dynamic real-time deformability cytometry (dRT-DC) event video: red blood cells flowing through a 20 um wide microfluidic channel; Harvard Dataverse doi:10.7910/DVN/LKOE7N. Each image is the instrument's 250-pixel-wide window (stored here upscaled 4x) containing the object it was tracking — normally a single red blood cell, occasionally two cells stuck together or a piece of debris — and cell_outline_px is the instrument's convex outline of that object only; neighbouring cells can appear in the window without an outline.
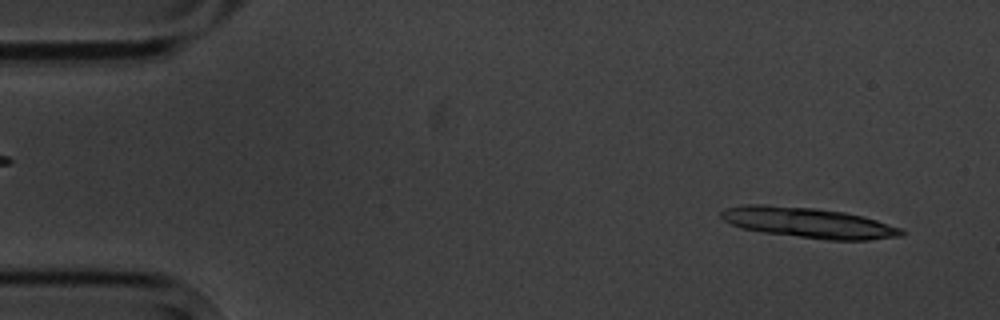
{"species": "common noctule bat (a hibernating species)", "species_latin": "Nyctalus noctula", "temperature_condition": "cold", "stored_images_in_passage": 14, "camera_frame_rate_fps": 3000, "um_per_image_px": 0.085, "animal": {"sex": "male", "body_mass_g": 20.1, "forearm_length_mm": 53.5}, "frame": {"image": 1, "passage_image": 1, "time_ms": 0.0, "image_size_px": [1000, 320], "cell_outline_px": [[904, 236], [868, 240], [828, 240], [764, 232], [740, 228], [724, 220], [720, 216], [720, 212], [724, 208], [744, 204], [760, 204], [816, 208], [844, 212], [864, 216], [900, 228], [904, 232]], "centroid_in_image_um": [68.7, 18.92], "position_along_channel_um": 16.3, "area_um2": 31.91}}
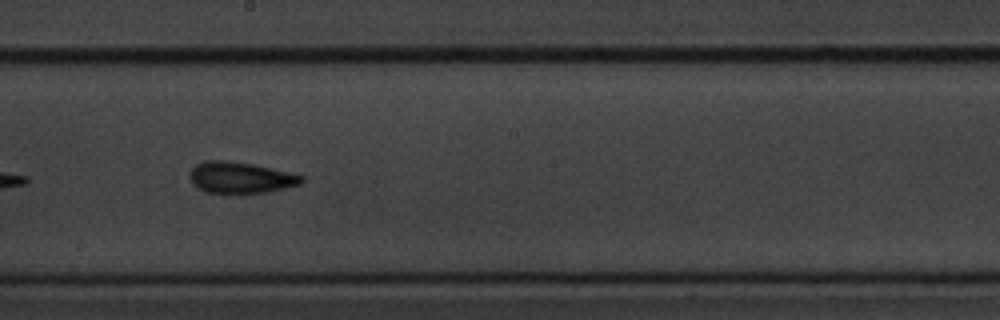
{"frame": {"image": 2, "passage_image": 8, "time_ms": 9.0, "image_size_px": [1000, 320], "cell_outline_px": [[304, 180], [300, 184], [268, 192], [240, 196], [228, 196], [208, 192], [200, 188], [192, 180], [192, 168], [196, 164], [208, 160], [224, 160], [252, 164], [288, 172], [304, 176]], "centroid_in_image_um": [20.48, 15.15], "position_along_channel_um": 227.7, "area_um2": 20.69}}
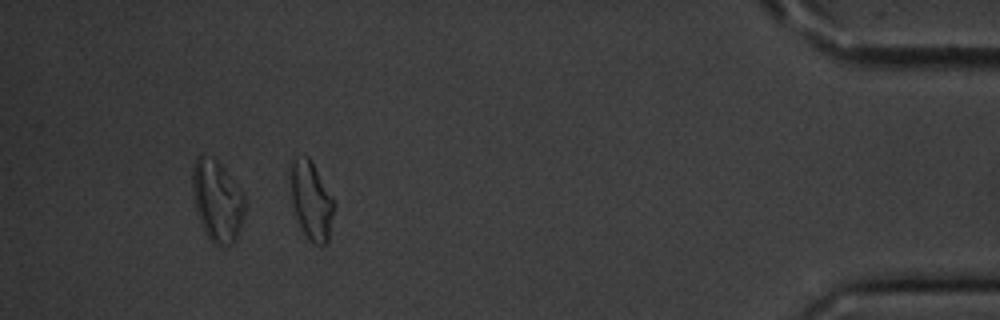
{"frame": {"image": 3, "passage_image": 13, "time_ms": 15.667, "image_size_px": [1000, 320], "cell_outline_px": [[336, 204], [328, 240], [324, 244], [316, 244], [304, 232], [296, 216], [292, 200], [292, 160], [296, 156], [308, 156], [336, 200]], "centroid_in_image_um": [26.52, 17.02], "position_along_channel_um": 408.7, "area_um2": 19.42}, "authors_computed_cell_mechanics": {"area_um2": 19.8543, "velocity_mm_per_s": 3.5371, "shape_relaxation_time_tau1_ms": 4.2821, "shape_relaxation_time_tau2_ms": 5.1399, "deformation_change_tau1": 0.128, "deformation_change_tau2": 0.1484}}